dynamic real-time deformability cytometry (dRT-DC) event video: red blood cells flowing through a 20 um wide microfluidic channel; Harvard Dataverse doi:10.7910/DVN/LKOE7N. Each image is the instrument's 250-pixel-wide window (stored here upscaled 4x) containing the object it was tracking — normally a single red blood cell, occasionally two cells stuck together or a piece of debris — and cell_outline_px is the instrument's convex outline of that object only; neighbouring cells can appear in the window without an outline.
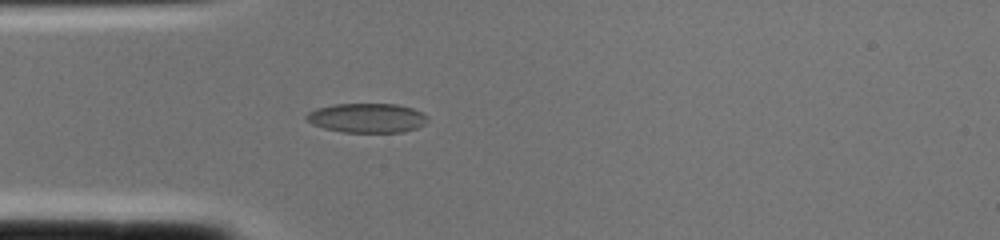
{"species": "common noctule bat (a hibernating species)", "species_latin": "Nyctalus noctula", "temperature_condition": "cold", "stored_images_in_passage": 2, "camera_frame_rate_fps": 3000, "um_per_image_px": 0.085, "animal": {"sex": "female", "body_mass_g": 22.0, "forearm_length_mm": 56.7}, "frame": {"image": 1, "passage_image": 2, "time_ms": 0.333, "image_size_px": [1000, 240], "cell_outline_px": [[428, 120], [424, 124], [416, 128], [404, 132], [344, 132], [324, 128], [312, 124], [304, 120], [304, 116], [308, 112], [316, 108], [332, 104], [396, 104], [412, 108], [428, 116]], "centroid_in_image_um": [31.15, 10.02], "position_along_channel_um": 53.8, "area_um2": 20.87}}